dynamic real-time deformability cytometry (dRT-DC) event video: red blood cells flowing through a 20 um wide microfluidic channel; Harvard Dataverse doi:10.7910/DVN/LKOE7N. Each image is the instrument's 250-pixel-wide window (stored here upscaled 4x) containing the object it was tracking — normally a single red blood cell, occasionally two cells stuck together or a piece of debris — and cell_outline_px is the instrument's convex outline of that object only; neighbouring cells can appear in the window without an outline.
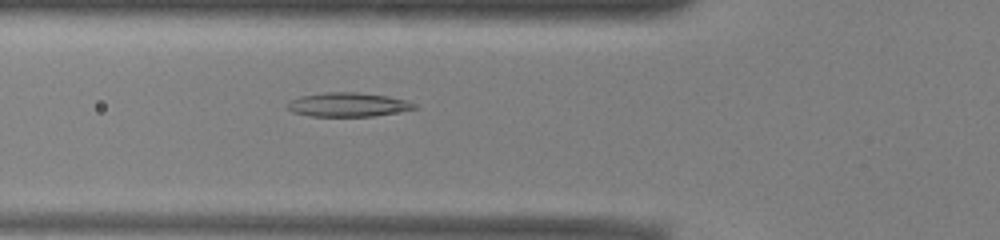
{"species": "common noctule bat (a hibernating species)", "species_latin": "Nyctalus noctula", "temperature_condition": "warm", "stored_images_in_passage": 36, "camera_frame_rate_fps": 3000, "um_per_image_px": 0.085, "animal": {"sex": "male", "body_mass_g": 13.0, "forearm_length_mm": 53.1}, "frame": {"image": 1, "passage_image": 3, "time_ms": 0.667, "image_size_px": [1000, 240], "cell_outline_px": [[420, 108], [372, 116], [312, 116], [292, 112], [288, 108], [288, 100], [300, 96], [324, 92], [356, 92], [388, 96], [404, 100], [416, 104]], "centroid_in_image_um": [29.56, 8.89], "position_along_channel_um": 96.2, "area_um2": 17.74}}
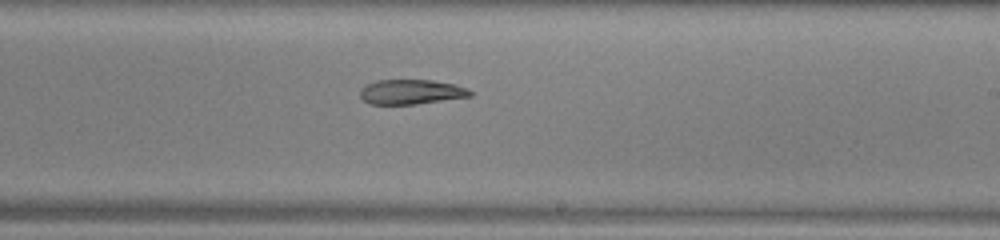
{"frame": {"image": 2, "passage_image": 15, "time_ms": 4.667, "image_size_px": [1000, 240], "cell_outline_px": [[472, 96], [416, 104], [368, 104], [360, 96], [360, 88], [376, 80], [432, 80], [452, 84], [468, 88], [472, 92]], "centroid_in_image_um": [34.93, 7.81], "position_along_channel_um": 254.1, "area_um2": 15.84}}
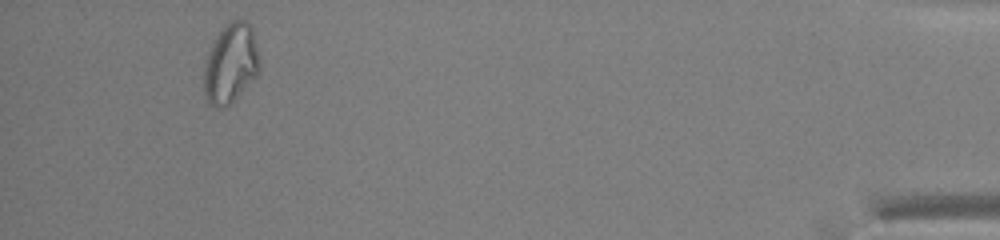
{"frame": {"image": 3, "passage_image": 33, "time_ms": 10.667, "image_size_px": [1000, 240], "cell_outline_px": [[260, 72], [228, 104], [220, 108], [216, 108], [208, 104], [204, 92], [204, 60], [216, 36], [232, 20], [244, 20], [252, 28], [260, 56]], "centroid_in_image_um": [19.61, 5.4], "position_along_channel_um": 415.6, "area_um2": 25.61}}